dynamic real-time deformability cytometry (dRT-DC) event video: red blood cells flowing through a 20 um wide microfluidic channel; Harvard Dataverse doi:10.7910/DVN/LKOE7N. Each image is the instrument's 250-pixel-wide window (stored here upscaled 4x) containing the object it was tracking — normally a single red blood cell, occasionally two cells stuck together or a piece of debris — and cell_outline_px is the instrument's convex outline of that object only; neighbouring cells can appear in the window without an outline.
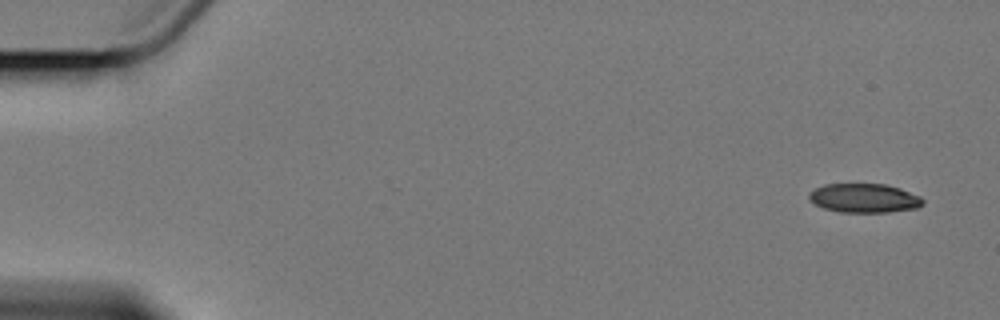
{"species": "Egyptian fruit bat (a non-hibernating species)", "species_latin": "Rousettus aegyptiacus", "temperature_condition": "cold", "stored_images_in_passage": 6, "camera_frame_rate_fps": 3000, "um_per_image_px": 0.085, "animal": {"sex": "female"}, "frame": {"image": 1, "passage_image": 1, "time_ms": 0.0, "image_size_px": [1000, 320], "cell_outline_px": [[924, 204], [916, 208], [884, 212], [840, 212], [824, 208], [816, 204], [808, 196], [816, 188], [824, 184], [884, 184], [900, 188], [920, 196], [924, 200]], "centroid_in_image_um": [73.49, 16.83], "position_along_channel_um": 11.5, "area_um2": 19.02}}
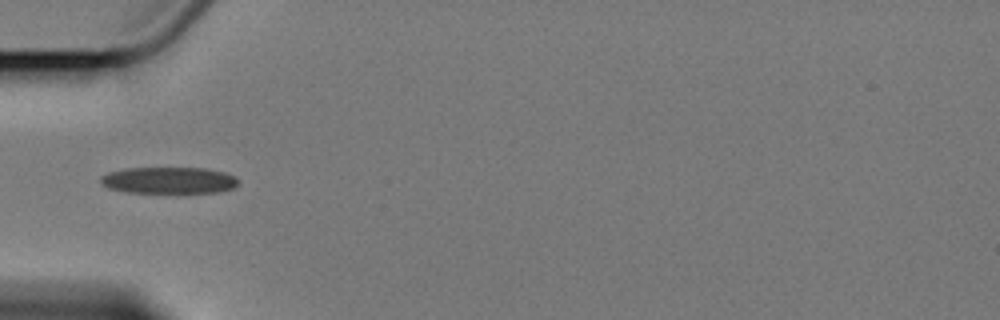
{"frame": {"image": 2, "passage_image": 5, "time_ms": 5.667, "image_size_px": [1000, 320], "cell_outline_px": [[236, 184], [232, 188], [216, 192], [124, 192], [108, 188], [100, 180], [100, 176], [108, 172], [124, 168], [204, 168], [224, 172], [232, 176], [236, 180]], "centroid_in_image_um": [14.27, 15.31], "position_along_channel_um": 70.7, "area_um2": 20.98}}
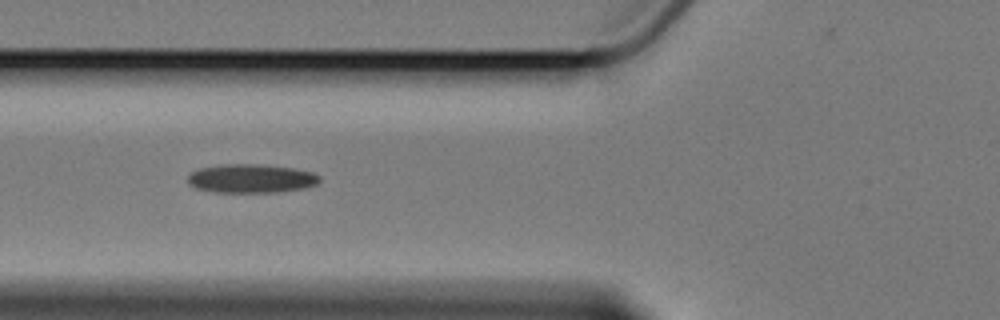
{"frame": {"image": 3, "passage_image": 6, "time_ms": 6.667, "image_size_px": [1000, 320], "cell_outline_px": [[320, 180], [316, 184], [304, 188], [280, 192], [216, 192], [196, 188], [188, 184], [188, 176], [192, 172], [200, 168], [220, 164], [256, 164], [292, 168], [312, 172], [320, 176]], "centroid_in_image_um": [21.34, 15.17], "position_along_channel_um": 104.5, "area_um2": 22.02}}